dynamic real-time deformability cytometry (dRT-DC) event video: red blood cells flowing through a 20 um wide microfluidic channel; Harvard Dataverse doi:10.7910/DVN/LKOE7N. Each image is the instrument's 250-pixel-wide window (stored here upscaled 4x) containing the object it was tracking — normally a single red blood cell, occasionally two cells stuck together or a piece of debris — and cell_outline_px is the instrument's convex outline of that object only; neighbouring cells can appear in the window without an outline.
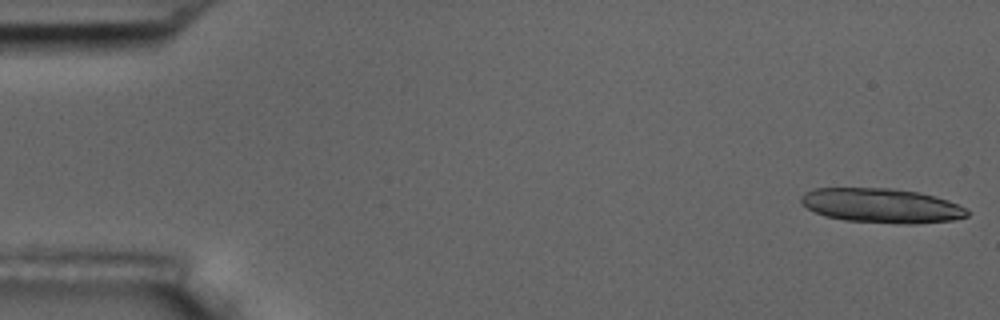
{"species": "common noctule bat (a hibernating species)", "species_latin": "Nyctalus noctula", "temperature_condition": "room temperature", "stored_images_in_passage": 8, "camera_frame_rate_fps": 3000, "um_per_image_px": 0.085, "animal": {"sex": "male", "body_mass_g": 17.5, "forearm_length_mm": 52.3}, "frame": {"image": 1, "passage_image": 1, "time_ms": 0.0, "image_size_px": [1000, 320], "cell_outline_px": [[968, 216], [952, 220], [916, 224], [896, 224], [844, 220], [824, 216], [808, 208], [800, 200], [800, 196], [804, 192], [812, 188], [892, 188], [916, 192], [948, 200], [964, 208], [968, 212]], "centroid_in_image_um": [74.89, 17.48], "position_along_channel_um": 10.1, "area_um2": 33.35}}
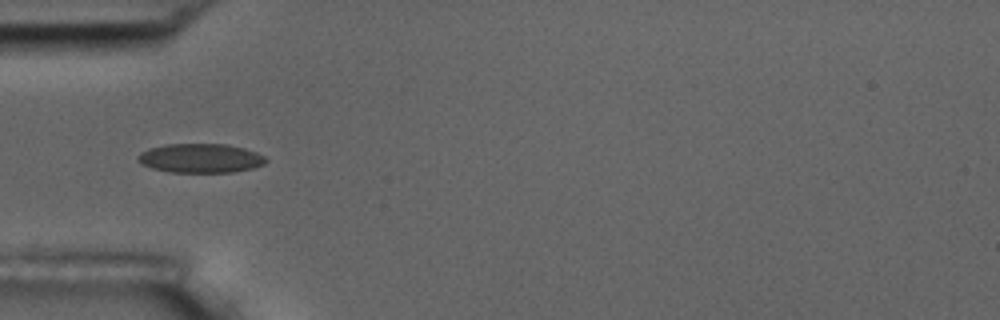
{"frame": {"image": 2, "passage_image": 6, "time_ms": 5.667, "image_size_px": [1000, 320], "cell_outline_px": [[268, 160], [264, 164], [252, 168], [232, 172], [168, 172], [152, 168], [140, 164], [136, 160], [136, 156], [140, 152], [148, 148], [164, 144], [228, 144], [244, 148], [256, 152], [264, 156]], "centroid_in_image_um": [16.99, 13.44], "position_along_channel_um": 68.0, "area_um2": 21.96}}